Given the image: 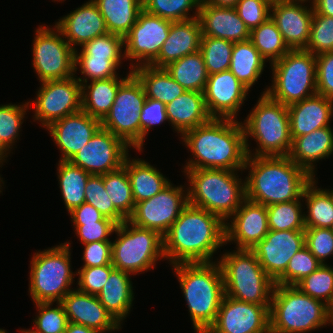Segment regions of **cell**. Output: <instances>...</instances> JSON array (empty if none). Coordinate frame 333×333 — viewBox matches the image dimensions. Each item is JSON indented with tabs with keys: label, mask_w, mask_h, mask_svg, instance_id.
Wrapping results in <instances>:
<instances>
[{
	"label": "cell",
	"mask_w": 333,
	"mask_h": 333,
	"mask_svg": "<svg viewBox=\"0 0 333 333\" xmlns=\"http://www.w3.org/2000/svg\"><path fill=\"white\" fill-rule=\"evenodd\" d=\"M225 244V222L216 214L187 204L163 235L164 256L170 265L214 262Z\"/></svg>",
	"instance_id": "1"
},
{
	"label": "cell",
	"mask_w": 333,
	"mask_h": 333,
	"mask_svg": "<svg viewBox=\"0 0 333 333\" xmlns=\"http://www.w3.org/2000/svg\"><path fill=\"white\" fill-rule=\"evenodd\" d=\"M181 140L193 156L183 169L244 171L248 155L241 121L212 118L184 132Z\"/></svg>",
	"instance_id": "2"
},
{
	"label": "cell",
	"mask_w": 333,
	"mask_h": 333,
	"mask_svg": "<svg viewBox=\"0 0 333 333\" xmlns=\"http://www.w3.org/2000/svg\"><path fill=\"white\" fill-rule=\"evenodd\" d=\"M246 198L270 206L302 200L305 187L313 177L288 156H247L243 170Z\"/></svg>",
	"instance_id": "3"
},
{
	"label": "cell",
	"mask_w": 333,
	"mask_h": 333,
	"mask_svg": "<svg viewBox=\"0 0 333 333\" xmlns=\"http://www.w3.org/2000/svg\"><path fill=\"white\" fill-rule=\"evenodd\" d=\"M217 261L171 266L181 286L196 333H205L215 322L225 295L223 276Z\"/></svg>",
	"instance_id": "4"
},
{
	"label": "cell",
	"mask_w": 333,
	"mask_h": 333,
	"mask_svg": "<svg viewBox=\"0 0 333 333\" xmlns=\"http://www.w3.org/2000/svg\"><path fill=\"white\" fill-rule=\"evenodd\" d=\"M188 179V203L218 215L224 222L246 199L245 179L238 171L183 169Z\"/></svg>",
	"instance_id": "5"
},
{
	"label": "cell",
	"mask_w": 333,
	"mask_h": 333,
	"mask_svg": "<svg viewBox=\"0 0 333 333\" xmlns=\"http://www.w3.org/2000/svg\"><path fill=\"white\" fill-rule=\"evenodd\" d=\"M248 156H288L292 147L288 107L267 94L258 98L256 105L242 122ZM256 141L250 149L248 138ZM253 152V153H252Z\"/></svg>",
	"instance_id": "6"
},
{
	"label": "cell",
	"mask_w": 333,
	"mask_h": 333,
	"mask_svg": "<svg viewBox=\"0 0 333 333\" xmlns=\"http://www.w3.org/2000/svg\"><path fill=\"white\" fill-rule=\"evenodd\" d=\"M329 325V306L297 286L275 284L270 305V333H307Z\"/></svg>",
	"instance_id": "7"
},
{
	"label": "cell",
	"mask_w": 333,
	"mask_h": 333,
	"mask_svg": "<svg viewBox=\"0 0 333 333\" xmlns=\"http://www.w3.org/2000/svg\"><path fill=\"white\" fill-rule=\"evenodd\" d=\"M226 296L253 304H271L275 282L248 249L225 251L218 258Z\"/></svg>",
	"instance_id": "8"
},
{
	"label": "cell",
	"mask_w": 333,
	"mask_h": 333,
	"mask_svg": "<svg viewBox=\"0 0 333 333\" xmlns=\"http://www.w3.org/2000/svg\"><path fill=\"white\" fill-rule=\"evenodd\" d=\"M70 248L71 243L66 241L32 255L28 293L33 303L60 302L73 290L77 272L71 270Z\"/></svg>",
	"instance_id": "9"
},
{
	"label": "cell",
	"mask_w": 333,
	"mask_h": 333,
	"mask_svg": "<svg viewBox=\"0 0 333 333\" xmlns=\"http://www.w3.org/2000/svg\"><path fill=\"white\" fill-rule=\"evenodd\" d=\"M270 66L272 84L262 93L273 100L288 106L317 93L316 56L311 52L289 50Z\"/></svg>",
	"instance_id": "10"
},
{
	"label": "cell",
	"mask_w": 333,
	"mask_h": 333,
	"mask_svg": "<svg viewBox=\"0 0 333 333\" xmlns=\"http://www.w3.org/2000/svg\"><path fill=\"white\" fill-rule=\"evenodd\" d=\"M114 233L117 237L111 241V258L116 269L135 276L155 268L159 259H165L163 236L159 232L126 220L117 225Z\"/></svg>",
	"instance_id": "11"
},
{
	"label": "cell",
	"mask_w": 333,
	"mask_h": 333,
	"mask_svg": "<svg viewBox=\"0 0 333 333\" xmlns=\"http://www.w3.org/2000/svg\"><path fill=\"white\" fill-rule=\"evenodd\" d=\"M146 99L142 83L132 73L119 86L109 113L101 121L102 128L140 153V112Z\"/></svg>",
	"instance_id": "12"
},
{
	"label": "cell",
	"mask_w": 333,
	"mask_h": 333,
	"mask_svg": "<svg viewBox=\"0 0 333 333\" xmlns=\"http://www.w3.org/2000/svg\"><path fill=\"white\" fill-rule=\"evenodd\" d=\"M32 46V65L39 82L66 79L75 75V50L54 25H39Z\"/></svg>",
	"instance_id": "13"
},
{
	"label": "cell",
	"mask_w": 333,
	"mask_h": 333,
	"mask_svg": "<svg viewBox=\"0 0 333 333\" xmlns=\"http://www.w3.org/2000/svg\"><path fill=\"white\" fill-rule=\"evenodd\" d=\"M33 106L35 121L47 128L52 122L81 111V83L75 75L59 80L41 82Z\"/></svg>",
	"instance_id": "14"
},
{
	"label": "cell",
	"mask_w": 333,
	"mask_h": 333,
	"mask_svg": "<svg viewBox=\"0 0 333 333\" xmlns=\"http://www.w3.org/2000/svg\"><path fill=\"white\" fill-rule=\"evenodd\" d=\"M185 187L175 186L170 182L153 197L136 203L128 220L136 226L155 230L163 236L188 204V188Z\"/></svg>",
	"instance_id": "15"
},
{
	"label": "cell",
	"mask_w": 333,
	"mask_h": 333,
	"mask_svg": "<svg viewBox=\"0 0 333 333\" xmlns=\"http://www.w3.org/2000/svg\"><path fill=\"white\" fill-rule=\"evenodd\" d=\"M171 23L172 21L152 15L144 9L139 13L137 22L124 37V56L131 62L128 69L150 65L158 57L169 35Z\"/></svg>",
	"instance_id": "16"
},
{
	"label": "cell",
	"mask_w": 333,
	"mask_h": 333,
	"mask_svg": "<svg viewBox=\"0 0 333 333\" xmlns=\"http://www.w3.org/2000/svg\"><path fill=\"white\" fill-rule=\"evenodd\" d=\"M270 305L224 295L216 320L205 333H270Z\"/></svg>",
	"instance_id": "17"
},
{
	"label": "cell",
	"mask_w": 333,
	"mask_h": 333,
	"mask_svg": "<svg viewBox=\"0 0 333 333\" xmlns=\"http://www.w3.org/2000/svg\"><path fill=\"white\" fill-rule=\"evenodd\" d=\"M129 146L109 130L100 127L89 142L69 161L90 175H104L120 169Z\"/></svg>",
	"instance_id": "18"
},
{
	"label": "cell",
	"mask_w": 333,
	"mask_h": 333,
	"mask_svg": "<svg viewBox=\"0 0 333 333\" xmlns=\"http://www.w3.org/2000/svg\"><path fill=\"white\" fill-rule=\"evenodd\" d=\"M304 246V230H269L264 239L250 250L275 282L285 272L291 257Z\"/></svg>",
	"instance_id": "19"
},
{
	"label": "cell",
	"mask_w": 333,
	"mask_h": 333,
	"mask_svg": "<svg viewBox=\"0 0 333 333\" xmlns=\"http://www.w3.org/2000/svg\"><path fill=\"white\" fill-rule=\"evenodd\" d=\"M248 92L250 90L230 70L209 75L203 92L209 115L212 118L238 120V112Z\"/></svg>",
	"instance_id": "20"
},
{
	"label": "cell",
	"mask_w": 333,
	"mask_h": 333,
	"mask_svg": "<svg viewBox=\"0 0 333 333\" xmlns=\"http://www.w3.org/2000/svg\"><path fill=\"white\" fill-rule=\"evenodd\" d=\"M231 218V219H230ZM225 222V244H236V249L253 248L269 232L267 206L248 200Z\"/></svg>",
	"instance_id": "21"
},
{
	"label": "cell",
	"mask_w": 333,
	"mask_h": 333,
	"mask_svg": "<svg viewBox=\"0 0 333 333\" xmlns=\"http://www.w3.org/2000/svg\"><path fill=\"white\" fill-rule=\"evenodd\" d=\"M306 3L288 0H273L271 3L270 17L290 50L305 49L308 43L314 10L312 3L310 8Z\"/></svg>",
	"instance_id": "22"
},
{
	"label": "cell",
	"mask_w": 333,
	"mask_h": 333,
	"mask_svg": "<svg viewBox=\"0 0 333 333\" xmlns=\"http://www.w3.org/2000/svg\"><path fill=\"white\" fill-rule=\"evenodd\" d=\"M100 127V120L81 110L52 122L46 130L61 151L59 160L69 161L89 142Z\"/></svg>",
	"instance_id": "23"
},
{
	"label": "cell",
	"mask_w": 333,
	"mask_h": 333,
	"mask_svg": "<svg viewBox=\"0 0 333 333\" xmlns=\"http://www.w3.org/2000/svg\"><path fill=\"white\" fill-rule=\"evenodd\" d=\"M60 303L69 322L84 325L98 333L122 329L96 295L83 293L75 288L67 293Z\"/></svg>",
	"instance_id": "24"
},
{
	"label": "cell",
	"mask_w": 333,
	"mask_h": 333,
	"mask_svg": "<svg viewBox=\"0 0 333 333\" xmlns=\"http://www.w3.org/2000/svg\"><path fill=\"white\" fill-rule=\"evenodd\" d=\"M55 26L74 50L77 49L75 46L82 47L95 37L108 33L104 18L93 0L58 19Z\"/></svg>",
	"instance_id": "25"
},
{
	"label": "cell",
	"mask_w": 333,
	"mask_h": 333,
	"mask_svg": "<svg viewBox=\"0 0 333 333\" xmlns=\"http://www.w3.org/2000/svg\"><path fill=\"white\" fill-rule=\"evenodd\" d=\"M198 19L202 36L221 38L233 43L249 40L250 30L235 7L214 6L201 1Z\"/></svg>",
	"instance_id": "26"
},
{
	"label": "cell",
	"mask_w": 333,
	"mask_h": 333,
	"mask_svg": "<svg viewBox=\"0 0 333 333\" xmlns=\"http://www.w3.org/2000/svg\"><path fill=\"white\" fill-rule=\"evenodd\" d=\"M287 107L292 140L331 125L333 100L318 93Z\"/></svg>",
	"instance_id": "27"
},
{
	"label": "cell",
	"mask_w": 333,
	"mask_h": 333,
	"mask_svg": "<svg viewBox=\"0 0 333 333\" xmlns=\"http://www.w3.org/2000/svg\"><path fill=\"white\" fill-rule=\"evenodd\" d=\"M201 36V24L198 17L186 21L172 22L169 35L164 41L159 55L150 66L165 68L186 55L198 52Z\"/></svg>",
	"instance_id": "28"
},
{
	"label": "cell",
	"mask_w": 333,
	"mask_h": 333,
	"mask_svg": "<svg viewBox=\"0 0 333 333\" xmlns=\"http://www.w3.org/2000/svg\"><path fill=\"white\" fill-rule=\"evenodd\" d=\"M333 154V129L323 127L292 140L288 157L316 178V162Z\"/></svg>",
	"instance_id": "29"
},
{
	"label": "cell",
	"mask_w": 333,
	"mask_h": 333,
	"mask_svg": "<svg viewBox=\"0 0 333 333\" xmlns=\"http://www.w3.org/2000/svg\"><path fill=\"white\" fill-rule=\"evenodd\" d=\"M168 123L180 136L187 130L196 128L209 122V115L204 93L198 91H184L182 95L166 105Z\"/></svg>",
	"instance_id": "30"
},
{
	"label": "cell",
	"mask_w": 333,
	"mask_h": 333,
	"mask_svg": "<svg viewBox=\"0 0 333 333\" xmlns=\"http://www.w3.org/2000/svg\"><path fill=\"white\" fill-rule=\"evenodd\" d=\"M131 276L114 268L102 290L96 295L100 303L120 325H123L122 321L131 311L135 299Z\"/></svg>",
	"instance_id": "31"
},
{
	"label": "cell",
	"mask_w": 333,
	"mask_h": 333,
	"mask_svg": "<svg viewBox=\"0 0 333 333\" xmlns=\"http://www.w3.org/2000/svg\"><path fill=\"white\" fill-rule=\"evenodd\" d=\"M81 84V110L102 121L114 103L119 86L132 74Z\"/></svg>",
	"instance_id": "32"
},
{
	"label": "cell",
	"mask_w": 333,
	"mask_h": 333,
	"mask_svg": "<svg viewBox=\"0 0 333 333\" xmlns=\"http://www.w3.org/2000/svg\"><path fill=\"white\" fill-rule=\"evenodd\" d=\"M153 166L141 158L133 159L129 155L124 160L123 167L130 178L135 204L153 197L171 182Z\"/></svg>",
	"instance_id": "33"
},
{
	"label": "cell",
	"mask_w": 333,
	"mask_h": 333,
	"mask_svg": "<svg viewBox=\"0 0 333 333\" xmlns=\"http://www.w3.org/2000/svg\"><path fill=\"white\" fill-rule=\"evenodd\" d=\"M104 18L107 31L123 38L137 22L143 0H93Z\"/></svg>",
	"instance_id": "34"
},
{
	"label": "cell",
	"mask_w": 333,
	"mask_h": 333,
	"mask_svg": "<svg viewBox=\"0 0 333 333\" xmlns=\"http://www.w3.org/2000/svg\"><path fill=\"white\" fill-rule=\"evenodd\" d=\"M132 73L142 83L147 98L158 100L165 105L186 91L165 68L142 65L134 68Z\"/></svg>",
	"instance_id": "35"
},
{
	"label": "cell",
	"mask_w": 333,
	"mask_h": 333,
	"mask_svg": "<svg viewBox=\"0 0 333 333\" xmlns=\"http://www.w3.org/2000/svg\"><path fill=\"white\" fill-rule=\"evenodd\" d=\"M313 180L305 187L302 199L307 209L304 214L305 228H332L333 226V190L318 188Z\"/></svg>",
	"instance_id": "36"
},
{
	"label": "cell",
	"mask_w": 333,
	"mask_h": 333,
	"mask_svg": "<svg viewBox=\"0 0 333 333\" xmlns=\"http://www.w3.org/2000/svg\"><path fill=\"white\" fill-rule=\"evenodd\" d=\"M266 62L250 40L235 42L229 70L250 90L261 77Z\"/></svg>",
	"instance_id": "37"
},
{
	"label": "cell",
	"mask_w": 333,
	"mask_h": 333,
	"mask_svg": "<svg viewBox=\"0 0 333 333\" xmlns=\"http://www.w3.org/2000/svg\"><path fill=\"white\" fill-rule=\"evenodd\" d=\"M165 69L186 91L204 92L209 75L200 51L170 63Z\"/></svg>",
	"instance_id": "38"
},
{
	"label": "cell",
	"mask_w": 333,
	"mask_h": 333,
	"mask_svg": "<svg viewBox=\"0 0 333 333\" xmlns=\"http://www.w3.org/2000/svg\"><path fill=\"white\" fill-rule=\"evenodd\" d=\"M58 162L57 179L65 208L69 213L85 203V187L91 175L70 161Z\"/></svg>",
	"instance_id": "39"
},
{
	"label": "cell",
	"mask_w": 333,
	"mask_h": 333,
	"mask_svg": "<svg viewBox=\"0 0 333 333\" xmlns=\"http://www.w3.org/2000/svg\"><path fill=\"white\" fill-rule=\"evenodd\" d=\"M249 40L261 56L271 64L290 50L271 17L250 31Z\"/></svg>",
	"instance_id": "40"
},
{
	"label": "cell",
	"mask_w": 333,
	"mask_h": 333,
	"mask_svg": "<svg viewBox=\"0 0 333 333\" xmlns=\"http://www.w3.org/2000/svg\"><path fill=\"white\" fill-rule=\"evenodd\" d=\"M104 186L115 209L128 220L134 212L135 200L127 170L122 166L104 174Z\"/></svg>",
	"instance_id": "41"
},
{
	"label": "cell",
	"mask_w": 333,
	"mask_h": 333,
	"mask_svg": "<svg viewBox=\"0 0 333 333\" xmlns=\"http://www.w3.org/2000/svg\"><path fill=\"white\" fill-rule=\"evenodd\" d=\"M303 207L301 200L267 206L269 230H305Z\"/></svg>",
	"instance_id": "42"
},
{
	"label": "cell",
	"mask_w": 333,
	"mask_h": 333,
	"mask_svg": "<svg viewBox=\"0 0 333 333\" xmlns=\"http://www.w3.org/2000/svg\"><path fill=\"white\" fill-rule=\"evenodd\" d=\"M200 3L201 0H143V9L163 19L180 22L197 18ZM190 11L194 15L191 16Z\"/></svg>",
	"instance_id": "43"
},
{
	"label": "cell",
	"mask_w": 333,
	"mask_h": 333,
	"mask_svg": "<svg viewBox=\"0 0 333 333\" xmlns=\"http://www.w3.org/2000/svg\"><path fill=\"white\" fill-rule=\"evenodd\" d=\"M234 43L225 39L201 36L200 49L208 75L229 70Z\"/></svg>",
	"instance_id": "44"
},
{
	"label": "cell",
	"mask_w": 333,
	"mask_h": 333,
	"mask_svg": "<svg viewBox=\"0 0 333 333\" xmlns=\"http://www.w3.org/2000/svg\"><path fill=\"white\" fill-rule=\"evenodd\" d=\"M124 59L125 58L75 57V74L77 73V69H79L81 75H83L82 77H77V75L75 77L81 84L95 80L109 79L111 77H119L117 70L122 66V60Z\"/></svg>",
	"instance_id": "45"
},
{
	"label": "cell",
	"mask_w": 333,
	"mask_h": 333,
	"mask_svg": "<svg viewBox=\"0 0 333 333\" xmlns=\"http://www.w3.org/2000/svg\"><path fill=\"white\" fill-rule=\"evenodd\" d=\"M37 315L33 320L34 329H22L21 333H64L69 323L64 308L60 302L35 303Z\"/></svg>",
	"instance_id": "46"
},
{
	"label": "cell",
	"mask_w": 333,
	"mask_h": 333,
	"mask_svg": "<svg viewBox=\"0 0 333 333\" xmlns=\"http://www.w3.org/2000/svg\"><path fill=\"white\" fill-rule=\"evenodd\" d=\"M30 108L28 101L24 104L0 105V140L10 150L20 138L22 123Z\"/></svg>",
	"instance_id": "47"
},
{
	"label": "cell",
	"mask_w": 333,
	"mask_h": 333,
	"mask_svg": "<svg viewBox=\"0 0 333 333\" xmlns=\"http://www.w3.org/2000/svg\"><path fill=\"white\" fill-rule=\"evenodd\" d=\"M296 286L308 296L330 306L333 302V267L322 264Z\"/></svg>",
	"instance_id": "48"
},
{
	"label": "cell",
	"mask_w": 333,
	"mask_h": 333,
	"mask_svg": "<svg viewBox=\"0 0 333 333\" xmlns=\"http://www.w3.org/2000/svg\"><path fill=\"white\" fill-rule=\"evenodd\" d=\"M321 265L322 263L304 246L291 257L285 272L275 281V284L296 286Z\"/></svg>",
	"instance_id": "49"
},
{
	"label": "cell",
	"mask_w": 333,
	"mask_h": 333,
	"mask_svg": "<svg viewBox=\"0 0 333 333\" xmlns=\"http://www.w3.org/2000/svg\"><path fill=\"white\" fill-rule=\"evenodd\" d=\"M85 203L93 205L106 218L121 224L126 219L115 209L104 186V175H91L85 187Z\"/></svg>",
	"instance_id": "50"
},
{
	"label": "cell",
	"mask_w": 333,
	"mask_h": 333,
	"mask_svg": "<svg viewBox=\"0 0 333 333\" xmlns=\"http://www.w3.org/2000/svg\"><path fill=\"white\" fill-rule=\"evenodd\" d=\"M123 48L124 38L108 32L85 43L80 52L76 49L75 57L125 58Z\"/></svg>",
	"instance_id": "51"
},
{
	"label": "cell",
	"mask_w": 333,
	"mask_h": 333,
	"mask_svg": "<svg viewBox=\"0 0 333 333\" xmlns=\"http://www.w3.org/2000/svg\"><path fill=\"white\" fill-rule=\"evenodd\" d=\"M307 50L315 56L333 51V17L313 12Z\"/></svg>",
	"instance_id": "52"
},
{
	"label": "cell",
	"mask_w": 333,
	"mask_h": 333,
	"mask_svg": "<svg viewBox=\"0 0 333 333\" xmlns=\"http://www.w3.org/2000/svg\"><path fill=\"white\" fill-rule=\"evenodd\" d=\"M305 246L322 263L333 256V229L306 228Z\"/></svg>",
	"instance_id": "53"
},
{
	"label": "cell",
	"mask_w": 333,
	"mask_h": 333,
	"mask_svg": "<svg viewBox=\"0 0 333 333\" xmlns=\"http://www.w3.org/2000/svg\"><path fill=\"white\" fill-rule=\"evenodd\" d=\"M115 267L110 265L95 267H80L77 270V289L83 293L97 295L105 285L111 271Z\"/></svg>",
	"instance_id": "54"
},
{
	"label": "cell",
	"mask_w": 333,
	"mask_h": 333,
	"mask_svg": "<svg viewBox=\"0 0 333 333\" xmlns=\"http://www.w3.org/2000/svg\"><path fill=\"white\" fill-rule=\"evenodd\" d=\"M271 3L272 0H238L234 7L251 31L270 17Z\"/></svg>",
	"instance_id": "55"
},
{
	"label": "cell",
	"mask_w": 333,
	"mask_h": 333,
	"mask_svg": "<svg viewBox=\"0 0 333 333\" xmlns=\"http://www.w3.org/2000/svg\"><path fill=\"white\" fill-rule=\"evenodd\" d=\"M168 121L166 105L158 100L147 98L140 112V151H142L145 138L153 126Z\"/></svg>",
	"instance_id": "56"
},
{
	"label": "cell",
	"mask_w": 333,
	"mask_h": 333,
	"mask_svg": "<svg viewBox=\"0 0 333 333\" xmlns=\"http://www.w3.org/2000/svg\"><path fill=\"white\" fill-rule=\"evenodd\" d=\"M115 221H98L95 223H73L75 235L81 244H88L97 241H111V236L116 227Z\"/></svg>",
	"instance_id": "57"
},
{
	"label": "cell",
	"mask_w": 333,
	"mask_h": 333,
	"mask_svg": "<svg viewBox=\"0 0 333 333\" xmlns=\"http://www.w3.org/2000/svg\"><path fill=\"white\" fill-rule=\"evenodd\" d=\"M317 93L333 100V51L316 55Z\"/></svg>",
	"instance_id": "58"
},
{
	"label": "cell",
	"mask_w": 333,
	"mask_h": 333,
	"mask_svg": "<svg viewBox=\"0 0 333 333\" xmlns=\"http://www.w3.org/2000/svg\"><path fill=\"white\" fill-rule=\"evenodd\" d=\"M83 266L82 267H95L112 264V242L111 241H97L88 244H83Z\"/></svg>",
	"instance_id": "59"
},
{
	"label": "cell",
	"mask_w": 333,
	"mask_h": 333,
	"mask_svg": "<svg viewBox=\"0 0 333 333\" xmlns=\"http://www.w3.org/2000/svg\"><path fill=\"white\" fill-rule=\"evenodd\" d=\"M72 223H95L98 221H113L106 218L93 205L82 203L69 212Z\"/></svg>",
	"instance_id": "60"
},
{
	"label": "cell",
	"mask_w": 333,
	"mask_h": 333,
	"mask_svg": "<svg viewBox=\"0 0 333 333\" xmlns=\"http://www.w3.org/2000/svg\"><path fill=\"white\" fill-rule=\"evenodd\" d=\"M312 6L314 12L333 17V0H313Z\"/></svg>",
	"instance_id": "61"
},
{
	"label": "cell",
	"mask_w": 333,
	"mask_h": 333,
	"mask_svg": "<svg viewBox=\"0 0 333 333\" xmlns=\"http://www.w3.org/2000/svg\"><path fill=\"white\" fill-rule=\"evenodd\" d=\"M64 333H98V332L84 325L69 322Z\"/></svg>",
	"instance_id": "62"
},
{
	"label": "cell",
	"mask_w": 333,
	"mask_h": 333,
	"mask_svg": "<svg viewBox=\"0 0 333 333\" xmlns=\"http://www.w3.org/2000/svg\"><path fill=\"white\" fill-rule=\"evenodd\" d=\"M10 153H11L10 150L0 140V167L1 168H2V165L4 164V162H6V160H7L6 157H8L10 155ZM1 176L2 175H0V193L2 192L1 190H3L2 186L4 185V181ZM2 183H3V185H2Z\"/></svg>",
	"instance_id": "63"
},
{
	"label": "cell",
	"mask_w": 333,
	"mask_h": 333,
	"mask_svg": "<svg viewBox=\"0 0 333 333\" xmlns=\"http://www.w3.org/2000/svg\"><path fill=\"white\" fill-rule=\"evenodd\" d=\"M214 6L234 7L238 0H201Z\"/></svg>",
	"instance_id": "64"
},
{
	"label": "cell",
	"mask_w": 333,
	"mask_h": 333,
	"mask_svg": "<svg viewBox=\"0 0 333 333\" xmlns=\"http://www.w3.org/2000/svg\"><path fill=\"white\" fill-rule=\"evenodd\" d=\"M329 322L333 325V302L329 306Z\"/></svg>",
	"instance_id": "65"
},
{
	"label": "cell",
	"mask_w": 333,
	"mask_h": 333,
	"mask_svg": "<svg viewBox=\"0 0 333 333\" xmlns=\"http://www.w3.org/2000/svg\"><path fill=\"white\" fill-rule=\"evenodd\" d=\"M288 1H304V2H308V3H312L313 0H288Z\"/></svg>",
	"instance_id": "66"
},
{
	"label": "cell",
	"mask_w": 333,
	"mask_h": 333,
	"mask_svg": "<svg viewBox=\"0 0 333 333\" xmlns=\"http://www.w3.org/2000/svg\"><path fill=\"white\" fill-rule=\"evenodd\" d=\"M0 333H7L5 329L0 328Z\"/></svg>",
	"instance_id": "67"
},
{
	"label": "cell",
	"mask_w": 333,
	"mask_h": 333,
	"mask_svg": "<svg viewBox=\"0 0 333 333\" xmlns=\"http://www.w3.org/2000/svg\"><path fill=\"white\" fill-rule=\"evenodd\" d=\"M54 2H56V1H60L61 3H62V1L64 2V1H66V0H53Z\"/></svg>",
	"instance_id": "68"
}]
</instances>
